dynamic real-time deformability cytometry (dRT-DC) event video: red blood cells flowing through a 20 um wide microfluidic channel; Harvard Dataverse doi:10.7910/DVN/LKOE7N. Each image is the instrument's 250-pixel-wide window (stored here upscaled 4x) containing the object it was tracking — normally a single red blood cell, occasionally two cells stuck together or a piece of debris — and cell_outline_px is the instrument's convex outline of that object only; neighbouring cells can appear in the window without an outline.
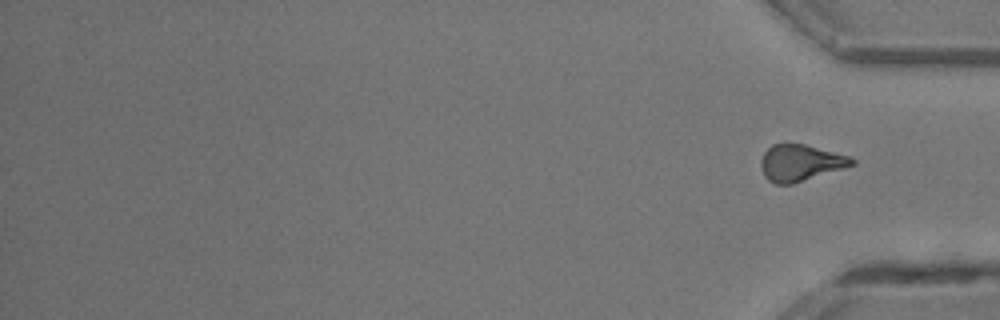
{"species": "common noctule bat (a hibernating species)", "species_latin": "Nyctalus noctula", "temperature_condition": "room temperature", "stored_images_in_passage": 43, "segment_of_instrument_passage": [2, 2], "camera_frame_rate_fps": 3000, "um_per_image_px": 0.085, "animal": {"sex": "male", "body_mass_g": 13.3}, "frame": {"image": 1, "passage_image": 43, "time_ms": 14.0, "image_size_px": [1000, 320], "cell_outline_px": [[856, 164], [844, 168], [792, 184], [776, 184], [768, 180], [764, 176], [760, 164], [760, 160], [764, 152], [772, 144], [804, 144], [848, 156], [856, 160]], "centroid_in_image_um": [68.02, 13.84], "position_along_channel_um": 367.2, "area_um2": 19.19}}